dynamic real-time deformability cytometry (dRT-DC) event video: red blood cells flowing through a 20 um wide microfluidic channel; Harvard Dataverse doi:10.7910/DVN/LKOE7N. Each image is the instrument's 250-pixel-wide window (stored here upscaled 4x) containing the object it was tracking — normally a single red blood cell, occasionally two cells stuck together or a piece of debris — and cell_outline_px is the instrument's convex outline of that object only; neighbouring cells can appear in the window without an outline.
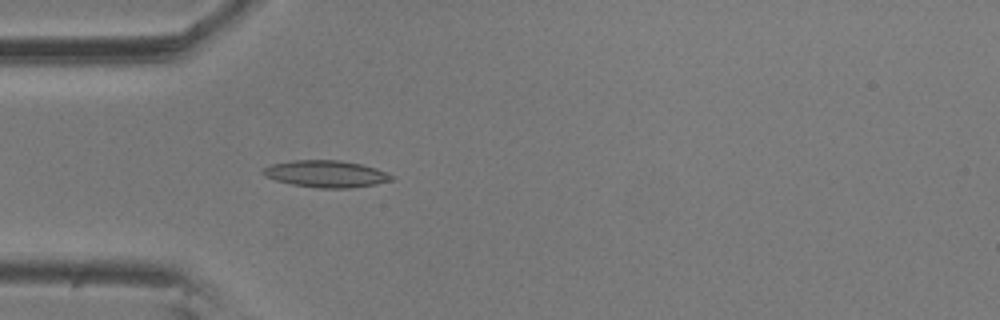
{"species": "common noctule bat (a hibernating species)", "species_latin": "Nyctalus noctula", "temperature_condition": "room temperature", "stored_images_in_passage": 55, "camera_frame_rate_fps": 3000, "um_per_image_px": 0.085, "animal": {"sex": "male", "body_mass_g": 20.5, "forearm_length_mm": 52.5}, "frame": {"image": 1, "passage_image": 15, "time_ms": 4.667, "image_size_px": [1000, 320], "cell_outline_px": [[396, 176], [392, 180], [376, 184], [352, 188], [320, 188], [292, 184], [276, 180], [264, 176], [260, 172], [264, 168], [272, 164], [292, 160], [340, 160], [360, 164], [376, 168]], "centroid_in_image_um": [27.72, 14.78], "position_along_channel_um": 57.3, "area_um2": 20.17}}
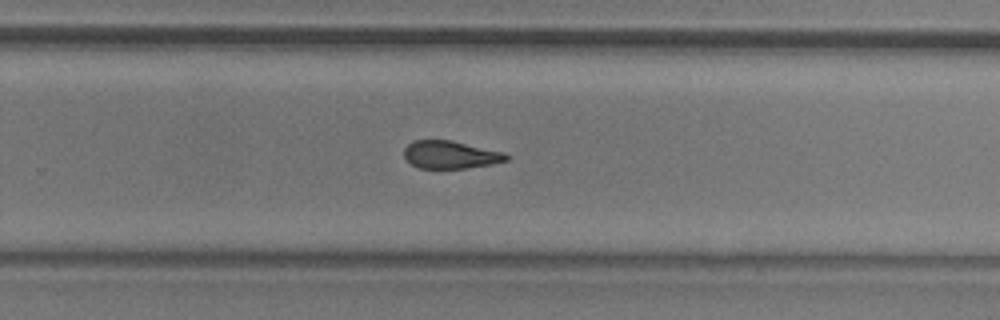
{"frame": {"image": 2, "passage_image": 35, "time_ms": 11.333, "image_size_px": [1000, 320], "cell_outline_px": [[512, 156], [508, 160], [492, 164], [464, 168], [416, 168], [404, 156], [404, 148], [412, 140], [452, 140], [504, 152]], "centroid_in_image_um": [38.31, 13.14], "position_along_channel_um": 291.5, "area_um2": 16.65}}
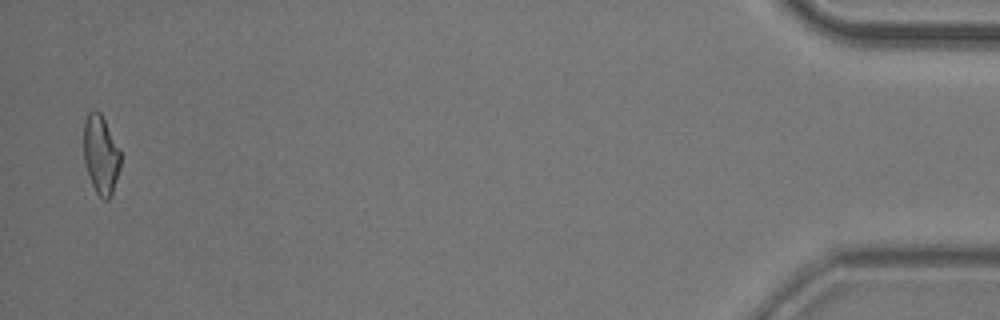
{"frame": {"image": 3, "passage_image": 54, "time_ms": 17.667, "image_size_px": [1000, 320], "cell_outline_px": [[120, 168], [112, 196], [108, 200], [104, 200], [96, 192], [92, 184], [84, 160], [84, 120], [88, 112], [100, 112], [120, 152]], "centroid_in_image_um": [8.57, 13.19], "position_along_channel_um": 426.6, "area_um2": 16.59}, "authors_computed_cell_mechanics": {"area_um2": 17.6868, "velocity_mm_per_s": 3.554, "shape_relaxation_time_tau1_ms": null, "shape_relaxation_time_tau2_ms": 3.4814, "deformation_change_tau1": null, "deformation_change_tau2": 0.1228}}